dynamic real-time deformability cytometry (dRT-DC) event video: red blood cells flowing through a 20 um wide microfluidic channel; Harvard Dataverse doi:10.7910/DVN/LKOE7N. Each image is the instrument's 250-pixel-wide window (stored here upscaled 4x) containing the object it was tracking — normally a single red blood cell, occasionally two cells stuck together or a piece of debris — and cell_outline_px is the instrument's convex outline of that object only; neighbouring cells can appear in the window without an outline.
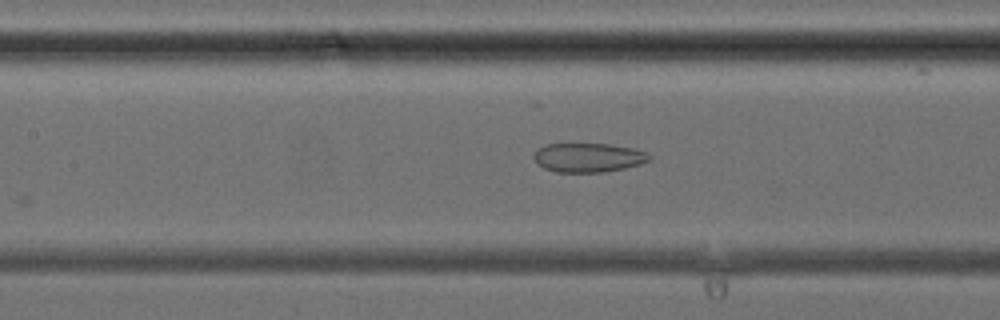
{"species": "common noctule bat (a hibernating species)", "species_latin": "Nyctalus noctula", "temperature_condition": "cold", "stored_images_in_passage": 7, "camera_frame_rate_fps": 3000, "um_per_image_px": 0.085, "animal": {"sex": "female", "body_mass_g": 24.6, "forearm_length_mm": 56.2}, "frame": {"image": 1, "passage_image": 7, "time_ms": 8.0, "image_size_px": [1000, 320], "cell_outline_px": [[652, 160], [640, 164], [624, 168], [604, 172], [556, 172], [544, 168], [536, 164], [532, 156], [544, 144], [608, 144], [632, 148], [648, 152], [652, 156]], "centroid_in_image_um": [50.02, 13.4], "position_along_channel_um": 157.4, "area_um2": 19.71}}